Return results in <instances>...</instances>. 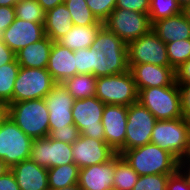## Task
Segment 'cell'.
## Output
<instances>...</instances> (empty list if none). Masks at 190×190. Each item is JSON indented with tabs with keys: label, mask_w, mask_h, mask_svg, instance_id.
I'll list each match as a JSON object with an SVG mask.
<instances>
[{
	"label": "cell",
	"mask_w": 190,
	"mask_h": 190,
	"mask_svg": "<svg viewBox=\"0 0 190 190\" xmlns=\"http://www.w3.org/2000/svg\"><path fill=\"white\" fill-rule=\"evenodd\" d=\"M150 143L158 145L183 162L190 158V121L184 117L157 120Z\"/></svg>",
	"instance_id": "cell-2"
},
{
	"label": "cell",
	"mask_w": 190,
	"mask_h": 190,
	"mask_svg": "<svg viewBox=\"0 0 190 190\" xmlns=\"http://www.w3.org/2000/svg\"><path fill=\"white\" fill-rule=\"evenodd\" d=\"M0 190H20L11 170L0 176Z\"/></svg>",
	"instance_id": "cell-43"
},
{
	"label": "cell",
	"mask_w": 190,
	"mask_h": 190,
	"mask_svg": "<svg viewBox=\"0 0 190 190\" xmlns=\"http://www.w3.org/2000/svg\"><path fill=\"white\" fill-rule=\"evenodd\" d=\"M71 15L64 3L57 5L46 12L44 29L45 34L57 42L73 28Z\"/></svg>",
	"instance_id": "cell-25"
},
{
	"label": "cell",
	"mask_w": 190,
	"mask_h": 190,
	"mask_svg": "<svg viewBox=\"0 0 190 190\" xmlns=\"http://www.w3.org/2000/svg\"><path fill=\"white\" fill-rule=\"evenodd\" d=\"M166 50L170 67L175 70L190 59V39L167 43Z\"/></svg>",
	"instance_id": "cell-34"
},
{
	"label": "cell",
	"mask_w": 190,
	"mask_h": 190,
	"mask_svg": "<svg viewBox=\"0 0 190 190\" xmlns=\"http://www.w3.org/2000/svg\"><path fill=\"white\" fill-rule=\"evenodd\" d=\"M20 65L15 59L13 62L0 67V101L13 103V89Z\"/></svg>",
	"instance_id": "cell-30"
},
{
	"label": "cell",
	"mask_w": 190,
	"mask_h": 190,
	"mask_svg": "<svg viewBox=\"0 0 190 190\" xmlns=\"http://www.w3.org/2000/svg\"><path fill=\"white\" fill-rule=\"evenodd\" d=\"M95 96L104 104L129 106L138 101V91L129 69L97 77Z\"/></svg>",
	"instance_id": "cell-5"
},
{
	"label": "cell",
	"mask_w": 190,
	"mask_h": 190,
	"mask_svg": "<svg viewBox=\"0 0 190 190\" xmlns=\"http://www.w3.org/2000/svg\"><path fill=\"white\" fill-rule=\"evenodd\" d=\"M32 142L10 117L0 126V158L10 168L29 159Z\"/></svg>",
	"instance_id": "cell-10"
},
{
	"label": "cell",
	"mask_w": 190,
	"mask_h": 190,
	"mask_svg": "<svg viewBox=\"0 0 190 190\" xmlns=\"http://www.w3.org/2000/svg\"><path fill=\"white\" fill-rule=\"evenodd\" d=\"M106 190H115V189L112 187V188H108V189H106Z\"/></svg>",
	"instance_id": "cell-53"
},
{
	"label": "cell",
	"mask_w": 190,
	"mask_h": 190,
	"mask_svg": "<svg viewBox=\"0 0 190 190\" xmlns=\"http://www.w3.org/2000/svg\"><path fill=\"white\" fill-rule=\"evenodd\" d=\"M45 36L44 23L15 18L14 22L3 32L1 39L16 54Z\"/></svg>",
	"instance_id": "cell-16"
},
{
	"label": "cell",
	"mask_w": 190,
	"mask_h": 190,
	"mask_svg": "<svg viewBox=\"0 0 190 190\" xmlns=\"http://www.w3.org/2000/svg\"><path fill=\"white\" fill-rule=\"evenodd\" d=\"M16 18L34 23H45L46 12L37 0H21L15 4Z\"/></svg>",
	"instance_id": "cell-33"
},
{
	"label": "cell",
	"mask_w": 190,
	"mask_h": 190,
	"mask_svg": "<svg viewBox=\"0 0 190 190\" xmlns=\"http://www.w3.org/2000/svg\"><path fill=\"white\" fill-rule=\"evenodd\" d=\"M182 12L185 14L189 24H190V5L183 8Z\"/></svg>",
	"instance_id": "cell-50"
},
{
	"label": "cell",
	"mask_w": 190,
	"mask_h": 190,
	"mask_svg": "<svg viewBox=\"0 0 190 190\" xmlns=\"http://www.w3.org/2000/svg\"><path fill=\"white\" fill-rule=\"evenodd\" d=\"M128 106L105 104L102 125L105 142L118 154L125 151Z\"/></svg>",
	"instance_id": "cell-13"
},
{
	"label": "cell",
	"mask_w": 190,
	"mask_h": 190,
	"mask_svg": "<svg viewBox=\"0 0 190 190\" xmlns=\"http://www.w3.org/2000/svg\"><path fill=\"white\" fill-rule=\"evenodd\" d=\"M73 163L80 169L105 163L117 153L103 140L80 135L72 144Z\"/></svg>",
	"instance_id": "cell-14"
},
{
	"label": "cell",
	"mask_w": 190,
	"mask_h": 190,
	"mask_svg": "<svg viewBox=\"0 0 190 190\" xmlns=\"http://www.w3.org/2000/svg\"><path fill=\"white\" fill-rule=\"evenodd\" d=\"M180 168L186 173V175L190 181V158L181 162Z\"/></svg>",
	"instance_id": "cell-47"
},
{
	"label": "cell",
	"mask_w": 190,
	"mask_h": 190,
	"mask_svg": "<svg viewBox=\"0 0 190 190\" xmlns=\"http://www.w3.org/2000/svg\"><path fill=\"white\" fill-rule=\"evenodd\" d=\"M175 82L177 84L190 83V59L175 69Z\"/></svg>",
	"instance_id": "cell-42"
},
{
	"label": "cell",
	"mask_w": 190,
	"mask_h": 190,
	"mask_svg": "<svg viewBox=\"0 0 190 190\" xmlns=\"http://www.w3.org/2000/svg\"><path fill=\"white\" fill-rule=\"evenodd\" d=\"M16 54L0 38V67L13 62Z\"/></svg>",
	"instance_id": "cell-44"
},
{
	"label": "cell",
	"mask_w": 190,
	"mask_h": 190,
	"mask_svg": "<svg viewBox=\"0 0 190 190\" xmlns=\"http://www.w3.org/2000/svg\"><path fill=\"white\" fill-rule=\"evenodd\" d=\"M96 80L92 74H77L66 79L63 85L74 99H85L95 96Z\"/></svg>",
	"instance_id": "cell-28"
},
{
	"label": "cell",
	"mask_w": 190,
	"mask_h": 190,
	"mask_svg": "<svg viewBox=\"0 0 190 190\" xmlns=\"http://www.w3.org/2000/svg\"><path fill=\"white\" fill-rule=\"evenodd\" d=\"M77 74H92L94 77L114 75L121 68L106 58L100 50L91 47L74 51Z\"/></svg>",
	"instance_id": "cell-17"
},
{
	"label": "cell",
	"mask_w": 190,
	"mask_h": 190,
	"mask_svg": "<svg viewBox=\"0 0 190 190\" xmlns=\"http://www.w3.org/2000/svg\"><path fill=\"white\" fill-rule=\"evenodd\" d=\"M178 85L181 90L182 115L190 120V83Z\"/></svg>",
	"instance_id": "cell-41"
},
{
	"label": "cell",
	"mask_w": 190,
	"mask_h": 190,
	"mask_svg": "<svg viewBox=\"0 0 190 190\" xmlns=\"http://www.w3.org/2000/svg\"><path fill=\"white\" fill-rule=\"evenodd\" d=\"M137 91L144 88L171 86L175 82V70L154 64H136L130 69Z\"/></svg>",
	"instance_id": "cell-18"
},
{
	"label": "cell",
	"mask_w": 190,
	"mask_h": 190,
	"mask_svg": "<svg viewBox=\"0 0 190 190\" xmlns=\"http://www.w3.org/2000/svg\"><path fill=\"white\" fill-rule=\"evenodd\" d=\"M44 100L49 110V128H65L74 124L72 107L75 99L63 83H56Z\"/></svg>",
	"instance_id": "cell-15"
},
{
	"label": "cell",
	"mask_w": 190,
	"mask_h": 190,
	"mask_svg": "<svg viewBox=\"0 0 190 190\" xmlns=\"http://www.w3.org/2000/svg\"><path fill=\"white\" fill-rule=\"evenodd\" d=\"M37 2L42 6L44 11L47 12L57 5L64 3V0H37Z\"/></svg>",
	"instance_id": "cell-45"
},
{
	"label": "cell",
	"mask_w": 190,
	"mask_h": 190,
	"mask_svg": "<svg viewBox=\"0 0 190 190\" xmlns=\"http://www.w3.org/2000/svg\"><path fill=\"white\" fill-rule=\"evenodd\" d=\"M105 104L96 96L75 99L72 107L74 125L82 136L105 141L102 115Z\"/></svg>",
	"instance_id": "cell-8"
},
{
	"label": "cell",
	"mask_w": 190,
	"mask_h": 190,
	"mask_svg": "<svg viewBox=\"0 0 190 190\" xmlns=\"http://www.w3.org/2000/svg\"><path fill=\"white\" fill-rule=\"evenodd\" d=\"M91 48L95 51L100 50L106 58L114 61L121 69H128L127 44L105 26L99 30Z\"/></svg>",
	"instance_id": "cell-22"
},
{
	"label": "cell",
	"mask_w": 190,
	"mask_h": 190,
	"mask_svg": "<svg viewBox=\"0 0 190 190\" xmlns=\"http://www.w3.org/2000/svg\"><path fill=\"white\" fill-rule=\"evenodd\" d=\"M171 174H154L139 176L132 190H167Z\"/></svg>",
	"instance_id": "cell-35"
},
{
	"label": "cell",
	"mask_w": 190,
	"mask_h": 190,
	"mask_svg": "<svg viewBox=\"0 0 190 190\" xmlns=\"http://www.w3.org/2000/svg\"><path fill=\"white\" fill-rule=\"evenodd\" d=\"M99 21L104 22L116 7V0H85Z\"/></svg>",
	"instance_id": "cell-37"
},
{
	"label": "cell",
	"mask_w": 190,
	"mask_h": 190,
	"mask_svg": "<svg viewBox=\"0 0 190 190\" xmlns=\"http://www.w3.org/2000/svg\"><path fill=\"white\" fill-rule=\"evenodd\" d=\"M115 173V156L100 164L79 170L78 185L81 190H106L113 187Z\"/></svg>",
	"instance_id": "cell-19"
},
{
	"label": "cell",
	"mask_w": 190,
	"mask_h": 190,
	"mask_svg": "<svg viewBox=\"0 0 190 190\" xmlns=\"http://www.w3.org/2000/svg\"><path fill=\"white\" fill-rule=\"evenodd\" d=\"M10 170L20 190H49L47 168L31 159L13 165Z\"/></svg>",
	"instance_id": "cell-20"
},
{
	"label": "cell",
	"mask_w": 190,
	"mask_h": 190,
	"mask_svg": "<svg viewBox=\"0 0 190 190\" xmlns=\"http://www.w3.org/2000/svg\"><path fill=\"white\" fill-rule=\"evenodd\" d=\"M80 168L74 163L48 168L49 190H56L78 183Z\"/></svg>",
	"instance_id": "cell-27"
},
{
	"label": "cell",
	"mask_w": 190,
	"mask_h": 190,
	"mask_svg": "<svg viewBox=\"0 0 190 190\" xmlns=\"http://www.w3.org/2000/svg\"><path fill=\"white\" fill-rule=\"evenodd\" d=\"M9 117L32 139L49 135V110L44 98L10 103Z\"/></svg>",
	"instance_id": "cell-3"
},
{
	"label": "cell",
	"mask_w": 190,
	"mask_h": 190,
	"mask_svg": "<svg viewBox=\"0 0 190 190\" xmlns=\"http://www.w3.org/2000/svg\"><path fill=\"white\" fill-rule=\"evenodd\" d=\"M149 63L170 67L166 44L152 30L127 44L128 69L136 64Z\"/></svg>",
	"instance_id": "cell-9"
},
{
	"label": "cell",
	"mask_w": 190,
	"mask_h": 190,
	"mask_svg": "<svg viewBox=\"0 0 190 190\" xmlns=\"http://www.w3.org/2000/svg\"><path fill=\"white\" fill-rule=\"evenodd\" d=\"M157 119L140 102L128 106L125 150L144 146L151 142V135Z\"/></svg>",
	"instance_id": "cell-11"
},
{
	"label": "cell",
	"mask_w": 190,
	"mask_h": 190,
	"mask_svg": "<svg viewBox=\"0 0 190 190\" xmlns=\"http://www.w3.org/2000/svg\"><path fill=\"white\" fill-rule=\"evenodd\" d=\"M75 26L95 25L99 22L92 13L85 0H64Z\"/></svg>",
	"instance_id": "cell-31"
},
{
	"label": "cell",
	"mask_w": 190,
	"mask_h": 190,
	"mask_svg": "<svg viewBox=\"0 0 190 190\" xmlns=\"http://www.w3.org/2000/svg\"><path fill=\"white\" fill-rule=\"evenodd\" d=\"M9 170L10 167L0 158V176L4 175Z\"/></svg>",
	"instance_id": "cell-48"
},
{
	"label": "cell",
	"mask_w": 190,
	"mask_h": 190,
	"mask_svg": "<svg viewBox=\"0 0 190 190\" xmlns=\"http://www.w3.org/2000/svg\"><path fill=\"white\" fill-rule=\"evenodd\" d=\"M103 24L126 44L147 34L152 28L148 14L122 8H114Z\"/></svg>",
	"instance_id": "cell-7"
},
{
	"label": "cell",
	"mask_w": 190,
	"mask_h": 190,
	"mask_svg": "<svg viewBox=\"0 0 190 190\" xmlns=\"http://www.w3.org/2000/svg\"><path fill=\"white\" fill-rule=\"evenodd\" d=\"M46 69L56 83H63L66 79L75 76L76 62L74 52L58 42H53Z\"/></svg>",
	"instance_id": "cell-21"
},
{
	"label": "cell",
	"mask_w": 190,
	"mask_h": 190,
	"mask_svg": "<svg viewBox=\"0 0 190 190\" xmlns=\"http://www.w3.org/2000/svg\"><path fill=\"white\" fill-rule=\"evenodd\" d=\"M80 135L79 129L74 124H70L65 126V128H49L48 137L64 143L73 144Z\"/></svg>",
	"instance_id": "cell-36"
},
{
	"label": "cell",
	"mask_w": 190,
	"mask_h": 190,
	"mask_svg": "<svg viewBox=\"0 0 190 190\" xmlns=\"http://www.w3.org/2000/svg\"><path fill=\"white\" fill-rule=\"evenodd\" d=\"M15 18V7L0 6V38H2L3 32L14 22Z\"/></svg>",
	"instance_id": "cell-40"
},
{
	"label": "cell",
	"mask_w": 190,
	"mask_h": 190,
	"mask_svg": "<svg viewBox=\"0 0 190 190\" xmlns=\"http://www.w3.org/2000/svg\"><path fill=\"white\" fill-rule=\"evenodd\" d=\"M55 84L47 69L20 67L14 83L13 103L42 99Z\"/></svg>",
	"instance_id": "cell-6"
},
{
	"label": "cell",
	"mask_w": 190,
	"mask_h": 190,
	"mask_svg": "<svg viewBox=\"0 0 190 190\" xmlns=\"http://www.w3.org/2000/svg\"><path fill=\"white\" fill-rule=\"evenodd\" d=\"M151 30L165 44L190 39V24L183 12L155 21Z\"/></svg>",
	"instance_id": "cell-23"
},
{
	"label": "cell",
	"mask_w": 190,
	"mask_h": 190,
	"mask_svg": "<svg viewBox=\"0 0 190 190\" xmlns=\"http://www.w3.org/2000/svg\"><path fill=\"white\" fill-rule=\"evenodd\" d=\"M21 0H0V6L15 7V4Z\"/></svg>",
	"instance_id": "cell-49"
},
{
	"label": "cell",
	"mask_w": 190,
	"mask_h": 190,
	"mask_svg": "<svg viewBox=\"0 0 190 190\" xmlns=\"http://www.w3.org/2000/svg\"><path fill=\"white\" fill-rule=\"evenodd\" d=\"M29 159L47 169L73 163L72 144L48 136L33 139Z\"/></svg>",
	"instance_id": "cell-12"
},
{
	"label": "cell",
	"mask_w": 190,
	"mask_h": 190,
	"mask_svg": "<svg viewBox=\"0 0 190 190\" xmlns=\"http://www.w3.org/2000/svg\"><path fill=\"white\" fill-rule=\"evenodd\" d=\"M115 8L148 14L150 10V0H116Z\"/></svg>",
	"instance_id": "cell-39"
},
{
	"label": "cell",
	"mask_w": 190,
	"mask_h": 190,
	"mask_svg": "<svg viewBox=\"0 0 190 190\" xmlns=\"http://www.w3.org/2000/svg\"><path fill=\"white\" fill-rule=\"evenodd\" d=\"M177 1L182 8L186 7L187 5H190V0H177Z\"/></svg>",
	"instance_id": "cell-52"
},
{
	"label": "cell",
	"mask_w": 190,
	"mask_h": 190,
	"mask_svg": "<svg viewBox=\"0 0 190 190\" xmlns=\"http://www.w3.org/2000/svg\"><path fill=\"white\" fill-rule=\"evenodd\" d=\"M167 190H190V181L181 168L169 176Z\"/></svg>",
	"instance_id": "cell-38"
},
{
	"label": "cell",
	"mask_w": 190,
	"mask_h": 190,
	"mask_svg": "<svg viewBox=\"0 0 190 190\" xmlns=\"http://www.w3.org/2000/svg\"><path fill=\"white\" fill-rule=\"evenodd\" d=\"M121 156L139 176L173 174L181 166L173 154L152 143L125 150Z\"/></svg>",
	"instance_id": "cell-1"
},
{
	"label": "cell",
	"mask_w": 190,
	"mask_h": 190,
	"mask_svg": "<svg viewBox=\"0 0 190 190\" xmlns=\"http://www.w3.org/2000/svg\"><path fill=\"white\" fill-rule=\"evenodd\" d=\"M183 8L177 0H150L149 20L151 25L158 20L181 13Z\"/></svg>",
	"instance_id": "cell-32"
},
{
	"label": "cell",
	"mask_w": 190,
	"mask_h": 190,
	"mask_svg": "<svg viewBox=\"0 0 190 190\" xmlns=\"http://www.w3.org/2000/svg\"><path fill=\"white\" fill-rule=\"evenodd\" d=\"M104 26L102 21L95 25L75 26L57 42L71 51L91 47L99 30Z\"/></svg>",
	"instance_id": "cell-26"
},
{
	"label": "cell",
	"mask_w": 190,
	"mask_h": 190,
	"mask_svg": "<svg viewBox=\"0 0 190 190\" xmlns=\"http://www.w3.org/2000/svg\"><path fill=\"white\" fill-rule=\"evenodd\" d=\"M138 102L147 108L157 120L183 117L181 90L176 82L171 86L140 89Z\"/></svg>",
	"instance_id": "cell-4"
},
{
	"label": "cell",
	"mask_w": 190,
	"mask_h": 190,
	"mask_svg": "<svg viewBox=\"0 0 190 190\" xmlns=\"http://www.w3.org/2000/svg\"><path fill=\"white\" fill-rule=\"evenodd\" d=\"M139 175L123 159L120 154L115 155V173L113 176V188L115 190H132L137 183Z\"/></svg>",
	"instance_id": "cell-29"
},
{
	"label": "cell",
	"mask_w": 190,
	"mask_h": 190,
	"mask_svg": "<svg viewBox=\"0 0 190 190\" xmlns=\"http://www.w3.org/2000/svg\"><path fill=\"white\" fill-rule=\"evenodd\" d=\"M52 46L53 41L46 35L16 53V60L20 67L46 69Z\"/></svg>",
	"instance_id": "cell-24"
},
{
	"label": "cell",
	"mask_w": 190,
	"mask_h": 190,
	"mask_svg": "<svg viewBox=\"0 0 190 190\" xmlns=\"http://www.w3.org/2000/svg\"><path fill=\"white\" fill-rule=\"evenodd\" d=\"M56 190H81V189L79 188L78 184H73L71 186L63 187V188L56 189Z\"/></svg>",
	"instance_id": "cell-51"
},
{
	"label": "cell",
	"mask_w": 190,
	"mask_h": 190,
	"mask_svg": "<svg viewBox=\"0 0 190 190\" xmlns=\"http://www.w3.org/2000/svg\"><path fill=\"white\" fill-rule=\"evenodd\" d=\"M9 117V106L5 102H0V126L8 119Z\"/></svg>",
	"instance_id": "cell-46"
}]
</instances>
